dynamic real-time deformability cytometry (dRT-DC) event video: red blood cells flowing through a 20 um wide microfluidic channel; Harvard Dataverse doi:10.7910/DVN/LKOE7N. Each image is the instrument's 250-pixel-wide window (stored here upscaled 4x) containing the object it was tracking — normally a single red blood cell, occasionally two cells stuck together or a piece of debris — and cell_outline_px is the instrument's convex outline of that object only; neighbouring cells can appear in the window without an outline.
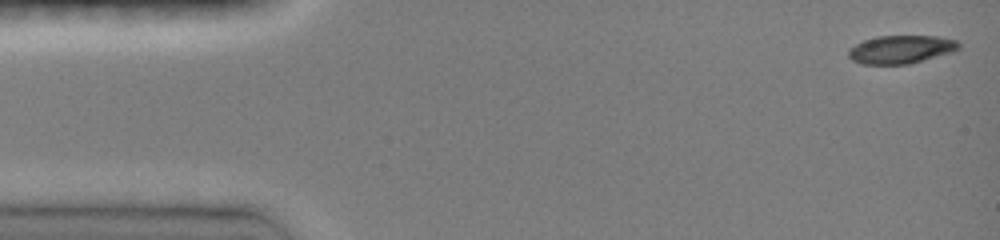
{"species": "common noctule bat (a hibernating species)", "species_latin": "Nyctalus noctula", "temperature_condition": "room temperature", "stored_images_in_passage": 46, "camera_frame_rate_fps": 3000, "um_per_image_px": 0.085, "animal": {"sex": "female", "body_mass_g": 19.0, "forearm_length_mm": 51.5}, "frame": {"image": 1, "passage_image": 1, "time_ms": 0.0, "image_size_px": [1000, 240], "cell_outline_px": [[960, 48], [952, 52], [908, 64], [864, 64], [852, 60], [848, 56], [848, 48], [864, 40], [876, 36], [936, 36], [956, 40], [960, 44]], "centroid_in_image_um": [76.56, 4.19], "position_along_channel_um": 8.4, "area_um2": 18.03}}
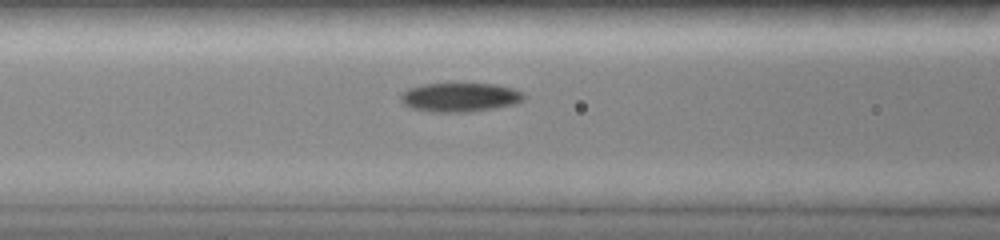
{"frame": {"image": 2, "passage_image": 18, "time_ms": 5.667, "image_size_px": [1000, 240], "cell_outline_px": [[524, 100], [516, 104], [496, 108], [472, 112], [428, 112], [412, 108], [404, 104], [400, 100], [400, 92], [408, 88], [424, 84], [496, 84], [512, 88], [524, 92]], "centroid_in_image_um": [39.09, 8.28], "position_along_channel_um": 127.5, "area_um2": 21.1}}
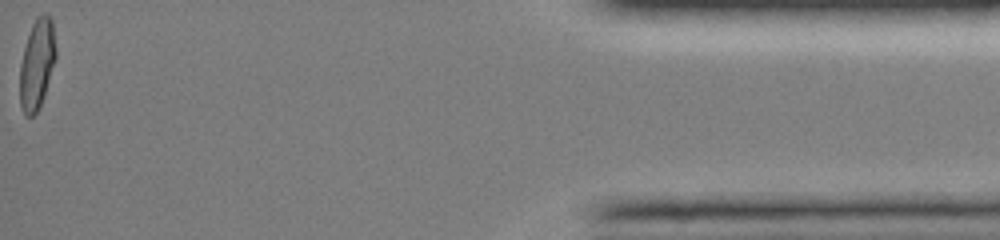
{"frame": {"image": 3, "passage_image": 46, "time_ms": 15.0, "image_size_px": [1000, 240], "cell_outline_px": [[56, 60], [44, 96], [36, 112], [32, 116], [24, 116], [20, 104], [20, 64], [24, 48], [32, 24], [36, 16], [44, 12], [52, 16], [56, 48]], "centroid_in_image_um": [3.16, 5.4], "position_along_channel_um": 432.0, "area_um2": 19.13}, "authors_computed_cell_mechanics": {"area_um2": 19.6231, "velocity_mm_per_s": 4.1332, "shape_relaxation_time_tau1_ms": 4.213, "shape_relaxation_time_tau2_ms": 3.7218, "deformation_change_tau1": 0.1812, "deformation_change_tau2": 0.063}}